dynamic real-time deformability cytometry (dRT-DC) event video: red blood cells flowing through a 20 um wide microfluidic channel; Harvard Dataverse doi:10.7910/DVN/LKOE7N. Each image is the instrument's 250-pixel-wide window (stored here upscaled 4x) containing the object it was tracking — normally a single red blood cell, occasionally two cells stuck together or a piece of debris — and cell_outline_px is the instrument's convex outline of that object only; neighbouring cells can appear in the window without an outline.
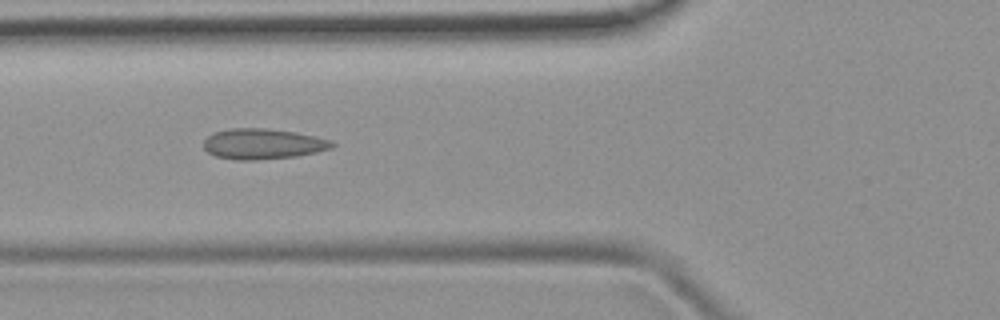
{"species": "common noctule bat (a hibernating species)", "species_latin": "Nyctalus noctula", "temperature_condition": "room temperature", "stored_images_in_passage": 8, "camera_frame_rate_fps": 3000, "um_per_image_px": 0.085, "animal": {"sex": "female", "body_mass_g": 19.9}, "frame": {"image": 1, "passage_image": 6, "time_ms": 5.667, "image_size_px": [1000, 320], "cell_outline_px": [[336, 144], [332, 148], [316, 152], [296, 156], [256, 160], [236, 160], [216, 156], [208, 152], [204, 148], [204, 140], [212, 132], [232, 128], [264, 128], [296, 132], [316, 136], [332, 140]], "centroid_in_image_um": [22.36, 12.23], "position_along_channel_um": 103.4, "area_um2": 22.95}}
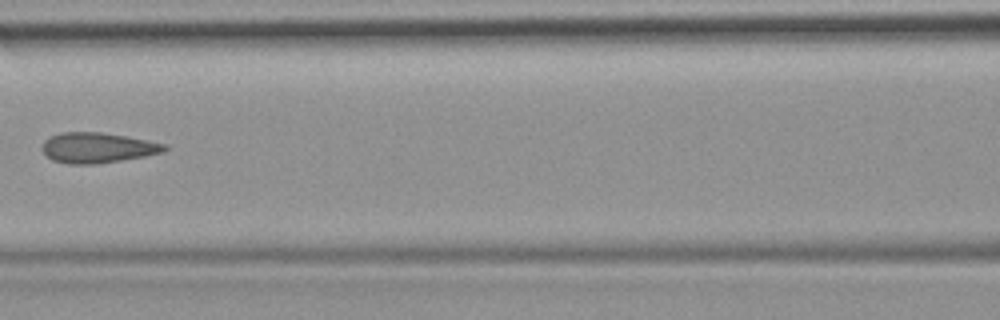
{"frame": {"image": 2, "passage_image": 7, "time_ms": 7.0, "image_size_px": [1000, 320], "cell_outline_px": [[168, 148], [164, 152], [144, 156], [96, 164], [68, 164], [52, 160], [44, 152], [44, 140], [60, 132], [100, 132], [148, 140], [168, 144]], "centroid_in_image_um": [8.33, 12.56], "position_along_channel_um": 158.3, "area_um2": 21.44}}
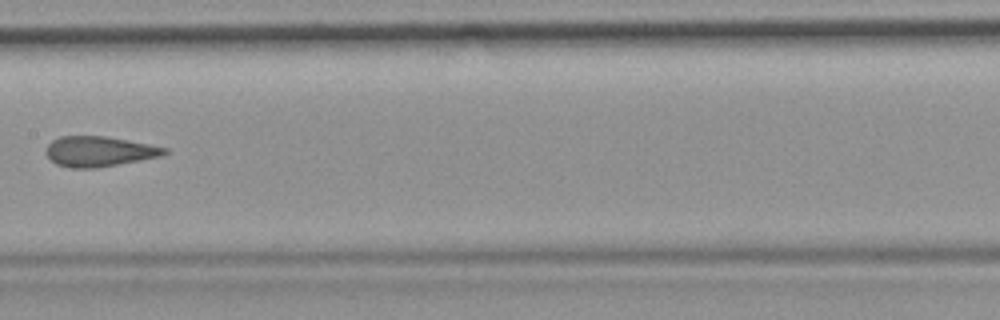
{"frame": {"image": 3, "passage_image": 8, "time_ms": 8.0, "image_size_px": [1000, 320], "cell_outline_px": [[168, 152], [160, 156], [140, 160], [96, 168], [72, 168], [56, 164], [44, 152], [44, 148], [52, 140], [60, 136], [104, 136], [148, 144], [168, 148]], "centroid_in_image_um": [8.38, 12.87], "position_along_channel_um": 199.0, "area_um2": 20.75}}